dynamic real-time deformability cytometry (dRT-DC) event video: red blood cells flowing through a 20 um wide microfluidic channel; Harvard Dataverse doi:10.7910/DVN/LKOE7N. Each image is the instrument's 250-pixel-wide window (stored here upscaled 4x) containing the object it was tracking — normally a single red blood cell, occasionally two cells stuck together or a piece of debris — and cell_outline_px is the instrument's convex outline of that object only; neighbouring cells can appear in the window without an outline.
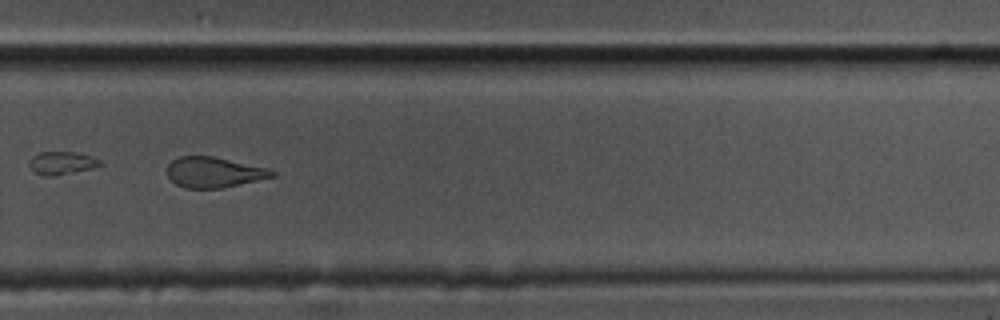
{"species": "common noctule bat (a hibernating species)", "species_latin": "Nyctalus noctula", "temperature_condition": "cold", "stored_images_in_passage": 54, "camera_frame_rate_fps": 3000, "um_per_image_px": 0.085, "animal": {"sex": "male", "body_mass_g": 17.5, "forearm_length_mm": 52.3}, "frame": {"image": 1, "passage_image": 37, "time_ms": 12.0, "image_size_px": [1000, 320], "cell_outline_px": [[276, 176], [220, 188], [184, 188], [176, 184], [168, 176], [168, 164], [172, 160], [180, 156], [212, 156], [268, 168], [276, 172]], "centroid_in_image_um": [18.18, 14.64], "position_along_channel_um": 311.6, "area_um2": 18.44}}
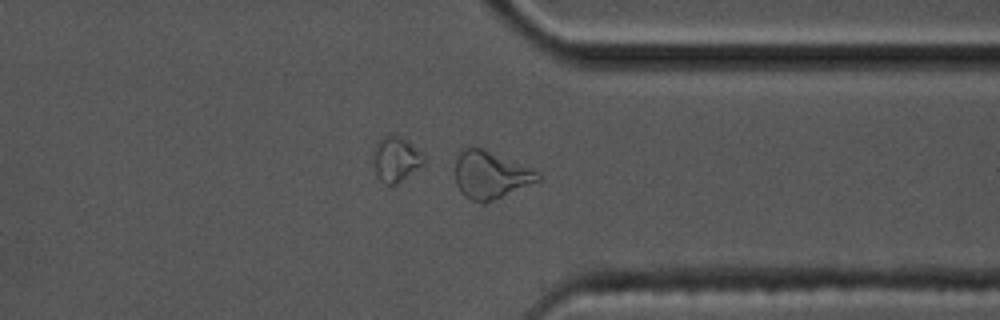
{"frame": {"image": 2, "passage_image": 42, "time_ms": 13.667, "image_size_px": [1000, 320], "cell_outline_px": [[540, 180], [484, 204], [480, 204], [468, 200], [460, 192], [456, 184], [456, 160], [460, 152], [464, 148], [480, 148], [532, 168], [540, 172]], "centroid_in_image_um": [41.68, 14.91], "position_along_channel_um": 369.7, "area_um2": 22.72}, "authors_computed_cell_mechanics": {"area_um2": 19.6231, "velocity_mm_per_s": 3.5616, "shape_relaxation_time_tau1_ms": 8.6321, "shape_relaxation_time_tau2_ms": 2.0778, "deformation_change_tau1": 0.2163, "deformation_change_tau2": 0.0988}}